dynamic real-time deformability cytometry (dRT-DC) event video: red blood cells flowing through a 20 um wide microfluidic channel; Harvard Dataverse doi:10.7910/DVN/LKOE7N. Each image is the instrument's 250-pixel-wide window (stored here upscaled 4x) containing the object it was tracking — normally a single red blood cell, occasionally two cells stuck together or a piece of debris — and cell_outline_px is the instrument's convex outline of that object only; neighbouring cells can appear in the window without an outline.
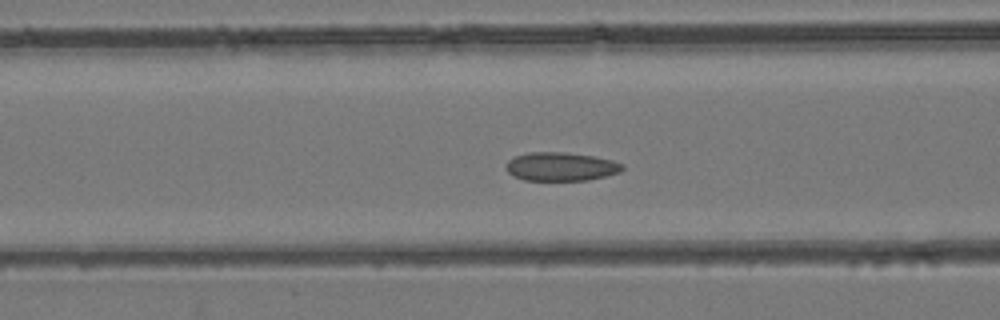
{"species": "common noctule bat (a hibernating species)", "species_latin": "Nyctalus noctula", "temperature_condition": "room temperature", "stored_images_in_passage": 49, "camera_frame_rate_fps": 3000, "um_per_image_px": 0.085, "animal": {"sex": "female", "body_mass_g": 24.6, "forearm_length_mm": 56.2}, "frame": {"image": 1, "passage_image": 20, "time_ms": 6.333, "image_size_px": [1000, 320], "cell_outline_px": [[624, 168], [620, 172], [588, 180], [524, 180], [512, 176], [504, 168], [508, 160], [516, 156], [528, 152], [564, 152], [596, 156], [612, 160], [624, 164]], "centroid_in_image_um": [47.66, 14.15], "position_along_channel_um": 118.9, "area_um2": 19.54}}
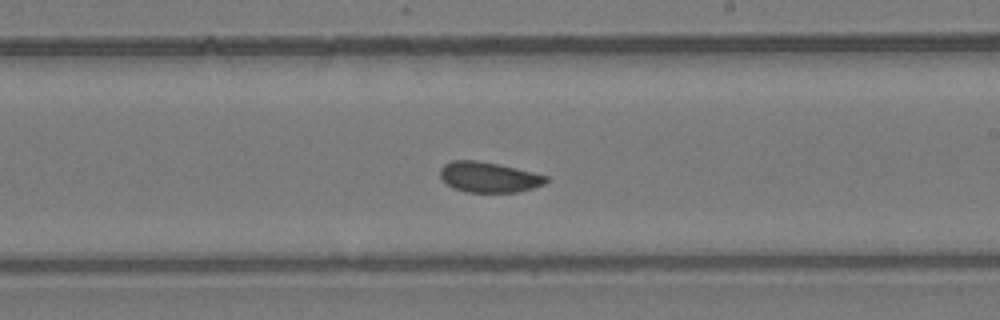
{"frame": {"image": 2, "passage_image": 29, "time_ms": 9.333, "image_size_px": [1000, 320], "cell_outline_px": [[548, 180], [544, 184], [532, 188], [516, 192], [468, 192], [452, 188], [440, 176], [440, 168], [444, 164], [452, 160], [476, 160], [516, 168], [548, 176]], "centroid_in_image_um": [41.53, 15.06], "position_along_channel_um": 247.5, "area_um2": 18.61}}
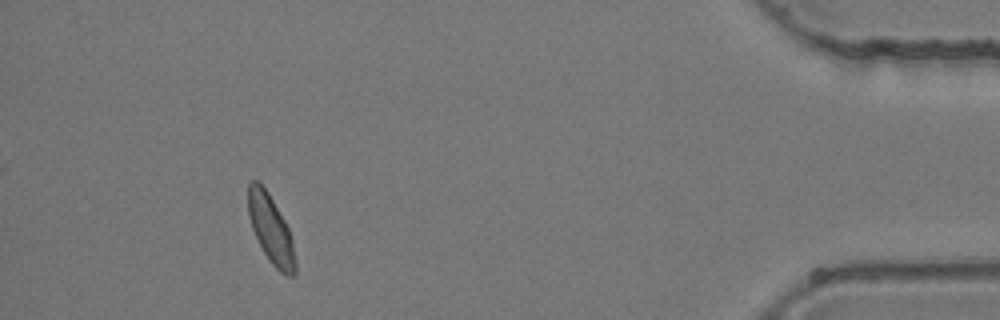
{"frame": {"image": 3, "passage_image": 45, "time_ms": 14.667, "image_size_px": [1000, 320], "cell_outline_px": [[296, 272], [292, 276], [288, 276], [280, 272], [268, 260], [252, 228], [248, 216], [248, 184], [252, 180], [256, 180], [268, 192], [284, 220], [288, 228], [292, 240], [296, 264]], "centroid_in_image_um": [23.02, 19.5], "position_along_channel_um": 412.2, "area_um2": 18.5}}